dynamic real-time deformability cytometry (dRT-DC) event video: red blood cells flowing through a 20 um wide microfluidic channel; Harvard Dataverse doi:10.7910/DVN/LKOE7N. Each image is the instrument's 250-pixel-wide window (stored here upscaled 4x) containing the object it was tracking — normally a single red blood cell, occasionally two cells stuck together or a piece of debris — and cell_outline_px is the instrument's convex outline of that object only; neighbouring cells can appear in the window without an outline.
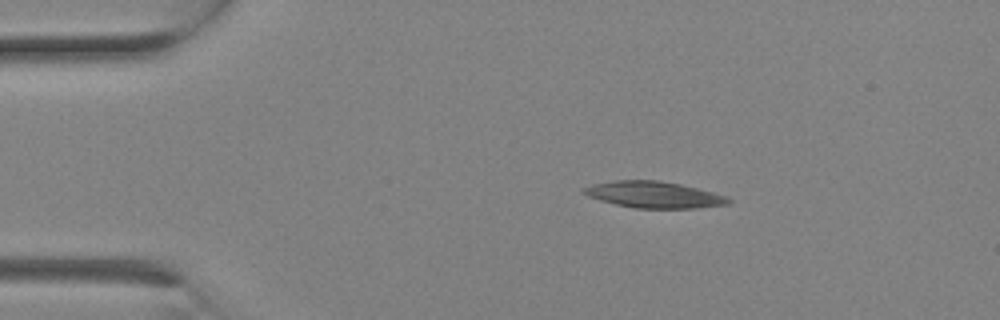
{"species": "Egyptian fruit bat (a non-hibernating species)", "species_latin": "Rousettus aegyptiacus", "temperature_condition": "room temperature", "stored_images_in_passage": 2, "camera_frame_rate_fps": 3000, "um_per_image_px": 0.085, "animal": {"sex": "female"}, "frame": {"image": 1, "passage_image": 1, "time_ms": 0.0, "image_size_px": [1000, 320], "cell_outline_px": [[732, 200], [728, 204], [696, 208], [636, 208], [616, 204], [600, 200], [588, 196], [580, 192], [580, 188], [592, 184], [616, 180], [660, 180], [680, 184], [712, 192], [724, 196]], "centroid_in_image_um": [55.52, 16.54], "position_along_channel_um": 29.5, "area_um2": 22.2}}
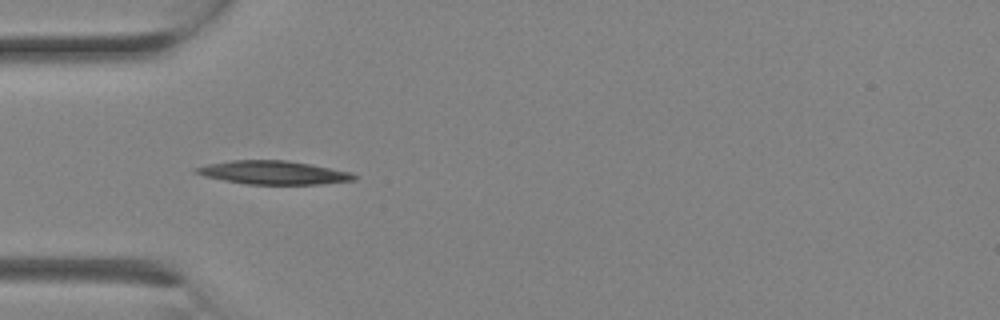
{"frame": {"image": 2, "passage_image": 2, "time_ms": 0.333, "image_size_px": [1000, 320], "cell_outline_px": [[356, 180], [320, 184], [248, 184], [224, 180], [204, 176], [192, 172], [192, 168], [208, 164], [232, 160], [284, 160], [312, 164], [352, 172], [356, 176]], "centroid_in_image_um": [23.23, 14.66], "position_along_channel_um": 61.8, "area_um2": 21.68}}